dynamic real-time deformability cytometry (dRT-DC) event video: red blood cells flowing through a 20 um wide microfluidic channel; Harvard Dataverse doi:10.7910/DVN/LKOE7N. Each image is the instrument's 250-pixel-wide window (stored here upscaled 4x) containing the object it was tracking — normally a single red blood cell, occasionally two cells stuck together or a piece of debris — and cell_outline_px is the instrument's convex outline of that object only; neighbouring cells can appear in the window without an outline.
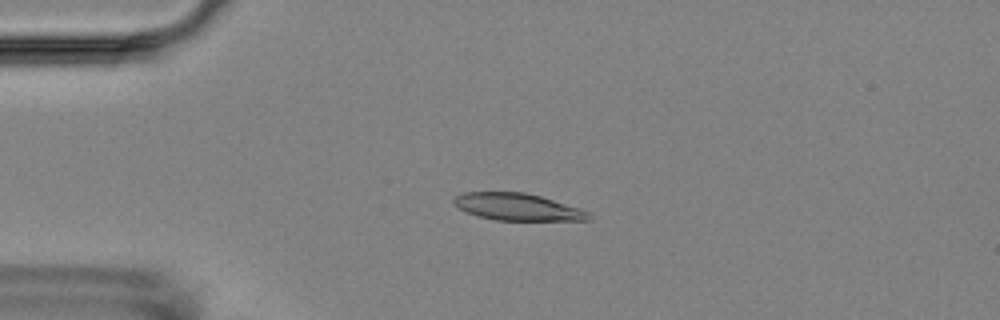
{"species": "Egyptian fruit bat (a non-hibernating species)", "species_latin": "Rousettus aegyptiacus", "temperature_condition": "room temperature", "stored_images_in_passage": 4, "camera_frame_rate_fps": 3000, "um_per_image_px": 0.085, "animal": {"sex": "female"}, "frame": {"image": 1, "passage_image": 3, "time_ms": 2.333, "image_size_px": [1000, 320], "cell_outline_px": [[592, 220], [496, 220], [476, 216], [452, 204], [452, 200], [456, 196], [464, 192], [524, 192], [540, 196], [580, 208], [588, 212], [592, 216]], "centroid_in_image_um": [43.98, 17.59], "position_along_channel_um": 41.0, "area_um2": 21.21}}